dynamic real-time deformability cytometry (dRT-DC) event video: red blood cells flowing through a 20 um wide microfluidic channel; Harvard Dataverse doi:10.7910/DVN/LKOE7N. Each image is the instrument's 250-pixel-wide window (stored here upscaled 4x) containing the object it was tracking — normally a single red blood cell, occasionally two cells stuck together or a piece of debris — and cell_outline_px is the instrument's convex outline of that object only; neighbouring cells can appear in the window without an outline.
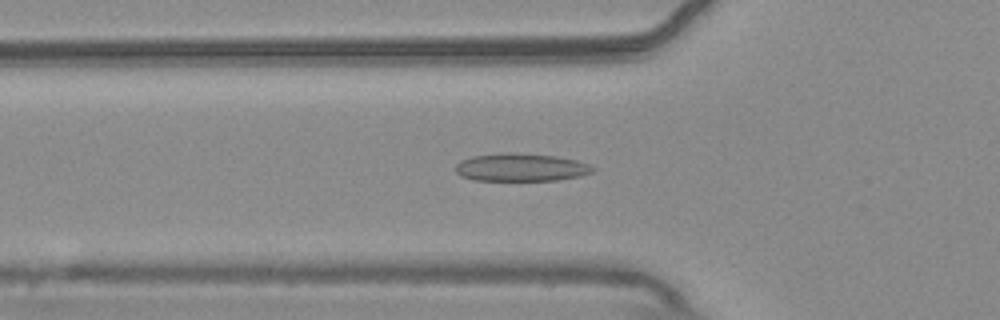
{"species": "common noctule bat (a hibernating species)", "species_latin": "Nyctalus noctula", "temperature_condition": "warm", "stored_images_in_passage": 53, "camera_frame_rate_fps": 3000, "um_per_image_px": 0.085, "animal": {"sex": "male", "body_mass_g": 20.4}, "frame": {"image": 1, "passage_image": 17, "time_ms": 5.333, "image_size_px": [1000, 320], "cell_outline_px": [[596, 168], [592, 172], [580, 176], [556, 180], [472, 180], [460, 176], [456, 172], [456, 164], [460, 160], [472, 156], [504, 152], [512, 152], [556, 156], [576, 160], [588, 164]], "centroid_in_image_um": [44.25, 14.22], "position_along_channel_um": 81.6, "area_um2": 22.37}}
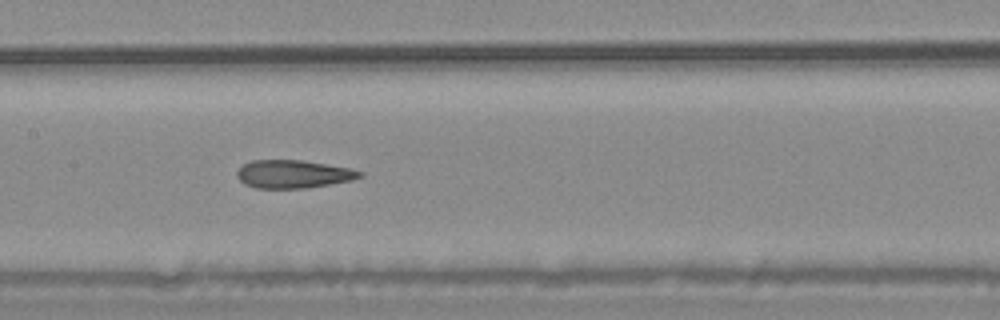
{"frame": {"image": 2, "passage_image": 25, "time_ms": 8.0, "image_size_px": [1000, 320], "cell_outline_px": [[364, 176], [352, 180], [308, 188], [256, 188], [244, 184], [236, 176], [236, 172], [244, 164], [252, 160], [300, 160], [352, 168], [364, 172]], "centroid_in_image_um": [24.95, 14.8], "position_along_channel_um": 182.4, "area_um2": 20.17}}
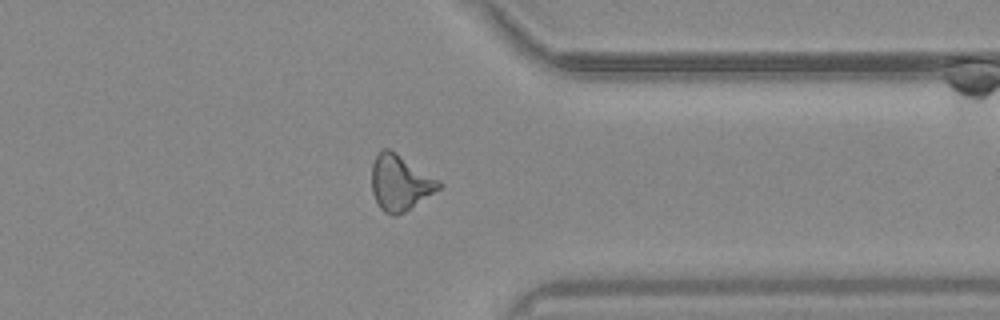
{"frame": {"image": 3, "passage_image": 41, "time_ms": 13.333, "image_size_px": [1000, 320], "cell_outline_px": [[444, 184], [440, 188], [404, 212], [396, 216], [392, 216], [384, 212], [380, 208], [372, 192], [372, 164], [380, 148], [388, 148], [396, 152]], "centroid_in_image_um": [33.97, 15.53], "position_along_channel_um": 377.4, "area_um2": 21.5}, "authors_computed_cell_mechanics": {"area_um2": 21.2704, "velocity_mm_per_s": 3.7576, "shape_relaxation_time_tau1_ms": null, "shape_relaxation_time_tau2_ms": 2.7534, "deformation_change_tau1": null, "deformation_change_tau2": 0.1023}}